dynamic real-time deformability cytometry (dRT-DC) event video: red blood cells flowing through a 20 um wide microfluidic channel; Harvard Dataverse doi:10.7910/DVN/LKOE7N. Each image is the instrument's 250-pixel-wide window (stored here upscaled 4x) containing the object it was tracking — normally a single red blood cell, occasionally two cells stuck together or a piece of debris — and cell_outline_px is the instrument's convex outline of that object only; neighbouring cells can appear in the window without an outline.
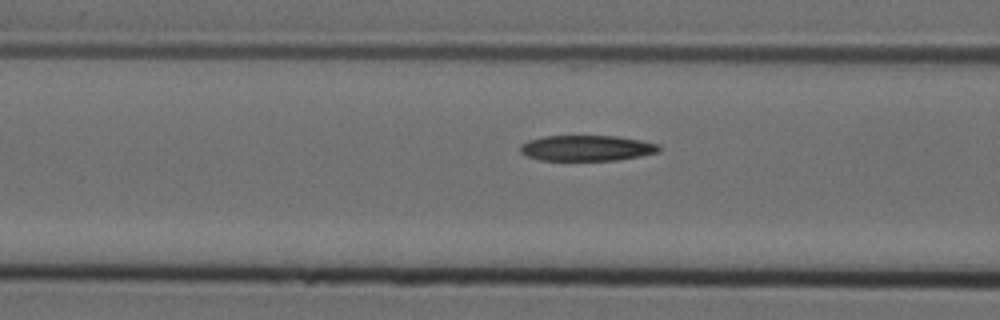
{"species": "Egyptian fruit bat (a non-hibernating species)", "species_latin": "Rousettus aegyptiacus", "temperature_condition": "cold", "stored_images_in_passage": 8, "camera_frame_rate_fps": 3000, "um_per_image_px": 0.085, "animal": {"sex": "female"}, "frame": {"image": 1, "passage_image": 6, "time_ms": 1.667, "image_size_px": [1000, 320], "cell_outline_px": [[660, 152], [640, 156], [616, 160], [540, 160], [528, 156], [520, 152], [520, 144], [528, 140], [544, 136], [616, 136], [640, 140], [660, 144]], "centroid_in_image_um": [49.88, 12.58], "position_along_channel_um": 116.7, "area_um2": 20.75}}